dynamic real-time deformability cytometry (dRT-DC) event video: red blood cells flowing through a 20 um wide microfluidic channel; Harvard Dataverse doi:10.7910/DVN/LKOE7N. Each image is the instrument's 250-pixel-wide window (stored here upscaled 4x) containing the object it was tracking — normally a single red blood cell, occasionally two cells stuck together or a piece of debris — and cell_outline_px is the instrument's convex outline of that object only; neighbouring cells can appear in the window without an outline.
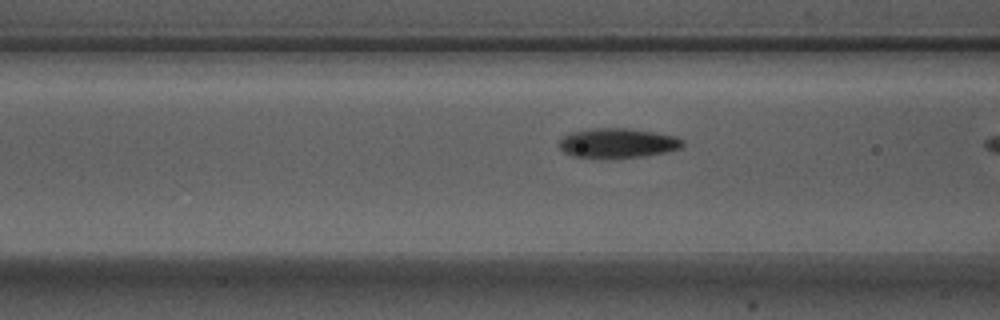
{"species": "Egyptian fruit bat (a non-hibernating species)", "species_latin": "Rousettus aegyptiacus", "temperature_condition": "warm", "stored_images_in_passage": 7, "camera_frame_rate_fps": 3000, "um_per_image_px": 0.085, "animal": {"sex": "male"}, "frame": {"image": 1, "passage_image": 6, "time_ms": 1.667, "image_size_px": [1000, 320], "cell_outline_px": [[684, 144], [680, 148], [648, 156], [572, 156], [564, 152], [556, 144], [564, 136], [572, 132], [592, 128], [628, 128], [676, 136], [684, 140]], "centroid_in_image_um": [52.51, 12.13], "position_along_channel_um": 114.1, "area_um2": 20.81}}